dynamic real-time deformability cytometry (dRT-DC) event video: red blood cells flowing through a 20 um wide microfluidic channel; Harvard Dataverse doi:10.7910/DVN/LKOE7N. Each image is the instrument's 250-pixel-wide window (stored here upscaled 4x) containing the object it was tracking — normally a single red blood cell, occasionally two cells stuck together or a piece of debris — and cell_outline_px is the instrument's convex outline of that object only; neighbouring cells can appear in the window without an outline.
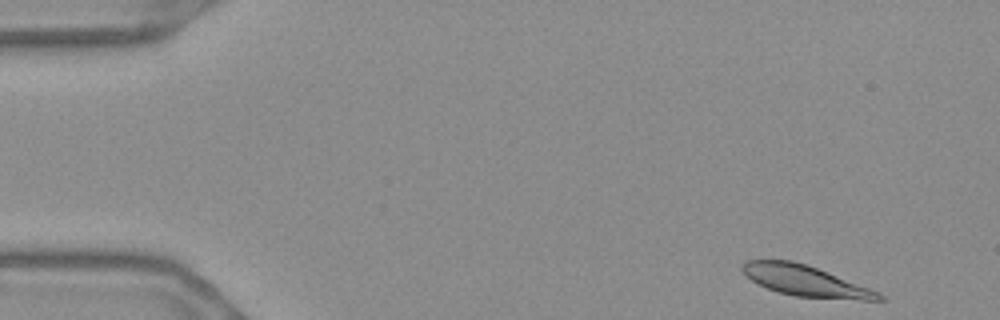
{"species": "Egyptian fruit bat (a non-hibernating species)", "species_latin": "Rousettus aegyptiacus", "temperature_condition": "warm", "stored_images_in_passage": 53, "camera_frame_rate_fps": 3000, "um_per_image_px": 0.085, "frame": {"image": 1, "passage_image": 2, "time_ms": 0.333, "image_size_px": [1000, 320], "cell_outline_px": [[888, 300], [864, 300], [796, 296], [780, 292], [768, 288], [744, 276], [740, 268], [744, 260], [792, 260], [808, 264], [880, 292]], "centroid_in_image_um": [68.46, 23.85], "position_along_channel_um": 16.5, "area_um2": 24.51}}
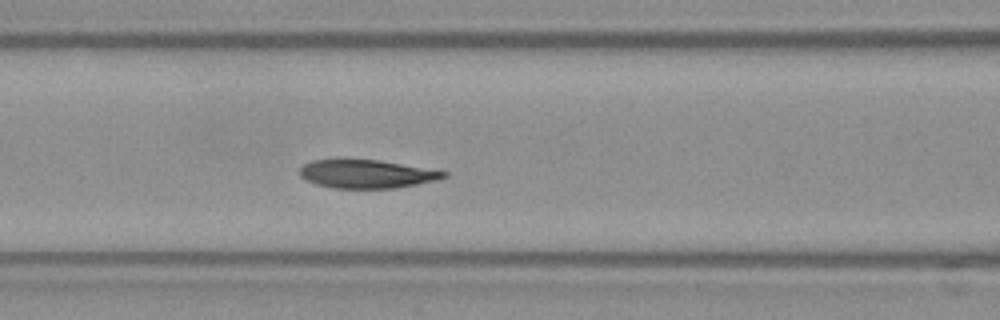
{"frame": {"image": 2, "passage_image": 21, "time_ms": 6.667, "image_size_px": [1000, 320], "cell_outline_px": [[448, 176], [436, 180], [416, 184], [392, 188], [332, 188], [316, 184], [304, 180], [300, 176], [300, 168], [304, 164], [312, 160], [336, 156], [340, 156], [380, 160], [448, 172]], "centroid_in_image_um": [31.05, 14.73], "position_along_channel_um": 135.5, "area_um2": 24.62}}
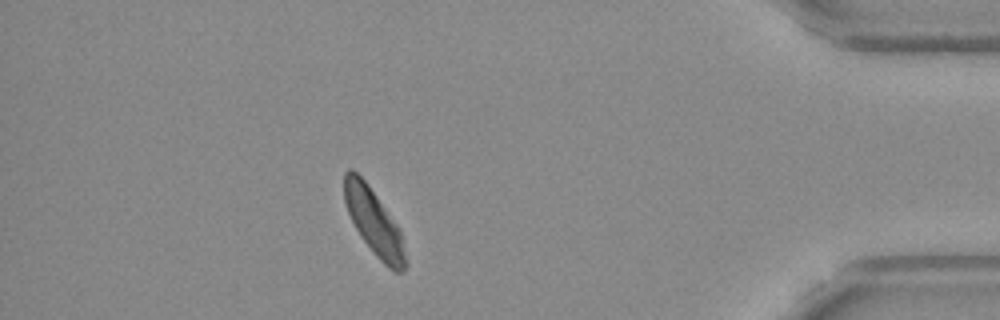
{"frame": {"image": 3, "passage_image": 47, "time_ms": 15.333, "image_size_px": [1000, 320], "cell_outline_px": [[408, 264], [404, 272], [396, 272], [388, 268], [376, 256], [360, 236], [348, 212], [344, 200], [344, 172], [348, 168], [352, 168], [368, 184], [400, 228]], "centroid_in_image_um": [31.81, 18.9], "position_along_channel_um": 403.4, "area_um2": 23.64}, "authors_computed_cell_mechanics": {"area_um2": 25.2008, "velocity_mm_per_s": 3.6174, "shape_relaxation_time_tau1_ms": 2.3298, "shape_relaxation_time_tau2_ms": 3.3624, "deformation_change_tau1": 0.1124, "deformation_change_tau2": 0.071}}